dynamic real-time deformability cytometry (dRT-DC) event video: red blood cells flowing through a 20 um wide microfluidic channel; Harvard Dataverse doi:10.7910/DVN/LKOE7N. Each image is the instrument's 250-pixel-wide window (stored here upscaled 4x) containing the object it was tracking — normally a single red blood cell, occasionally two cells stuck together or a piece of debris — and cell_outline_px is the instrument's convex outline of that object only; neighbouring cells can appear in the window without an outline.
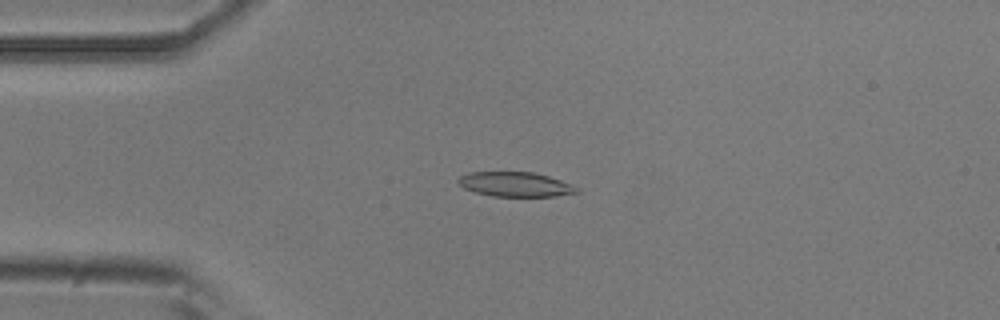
{"species": "common noctule bat (a hibernating species)", "species_latin": "Nyctalus noctula", "temperature_condition": "room temperature", "stored_images_in_passage": 3, "camera_frame_rate_fps": 3000, "um_per_image_px": 0.085, "animal": {"sex": "male", "body_mass_g": 20.5, "forearm_length_mm": 52.5}, "frame": {"image": 1, "passage_image": 2, "time_ms": 0.333, "image_size_px": [1000, 320], "cell_outline_px": [[580, 192], [556, 196], [492, 196], [476, 192], [464, 188], [456, 180], [460, 176], [468, 172], [532, 172], [548, 176], [572, 184], [580, 188]], "centroid_in_image_um": [43.82, 15.67], "position_along_channel_um": 41.2, "area_um2": 16.99}}